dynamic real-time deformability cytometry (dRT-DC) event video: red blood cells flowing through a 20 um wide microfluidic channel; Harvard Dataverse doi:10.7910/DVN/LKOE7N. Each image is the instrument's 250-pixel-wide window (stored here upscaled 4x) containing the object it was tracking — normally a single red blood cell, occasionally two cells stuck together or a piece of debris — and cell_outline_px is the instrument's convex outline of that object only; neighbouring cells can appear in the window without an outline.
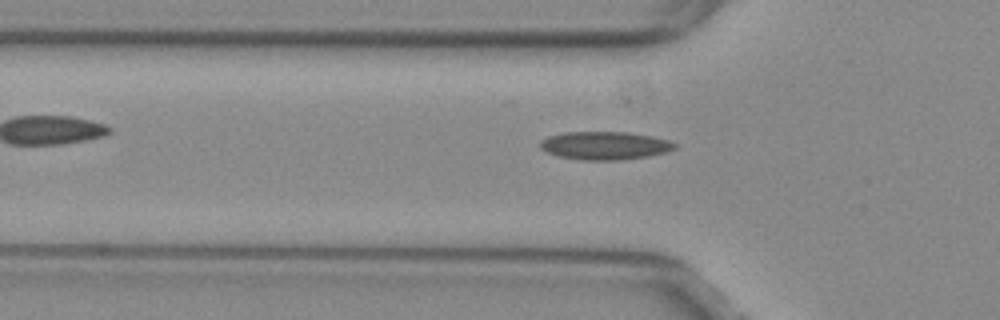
{"species": "common noctule bat (a hibernating species)", "species_latin": "Nyctalus noctula", "temperature_condition": "warm", "stored_images_in_passage": 46, "camera_frame_rate_fps": 3000, "um_per_image_px": 0.085, "animal": {"sex": "female", "body_mass_g": 29.2, "forearm_length_mm": 56.3}, "frame": {"image": 1, "passage_image": 16, "time_ms": 5.0, "image_size_px": [1000, 320], "cell_outline_px": [[676, 148], [664, 152], [648, 156], [620, 160], [580, 160], [560, 156], [548, 152], [540, 148], [540, 140], [548, 136], [564, 132], [628, 132], [652, 136], [668, 140], [676, 144]], "centroid_in_image_um": [51.39, 12.37], "position_along_channel_um": 74.4, "area_um2": 21.96}}
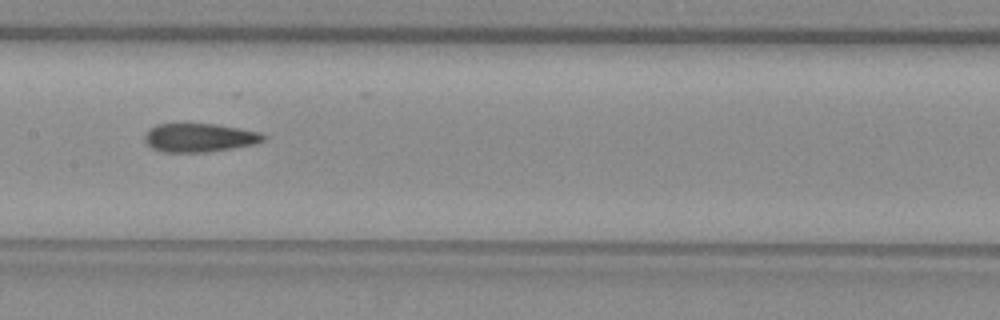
{"frame": {"image": 2, "passage_image": 25, "time_ms": 8.0, "image_size_px": [1000, 320], "cell_outline_px": [[268, 136], [264, 140], [256, 144], [208, 152], [164, 152], [152, 148], [144, 140], [144, 136], [156, 124], [216, 124], [260, 132]], "centroid_in_image_um": [16.99, 11.71], "position_along_channel_um": 190.4, "area_um2": 19.71}}
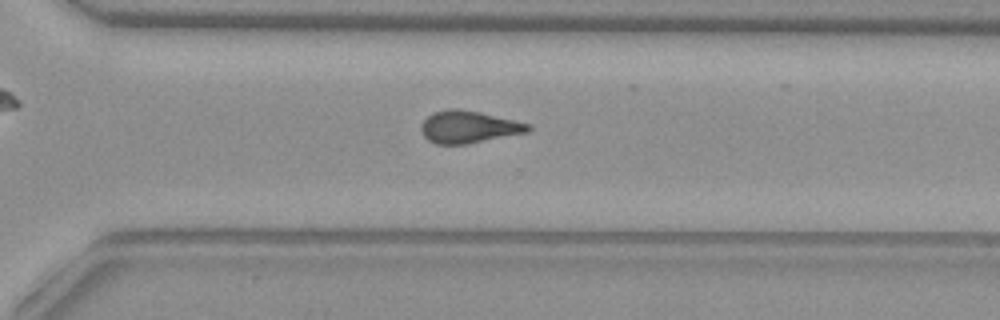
{"frame": {"image": 3, "passage_image": 36, "time_ms": 11.667, "image_size_px": [1000, 320], "cell_outline_px": [[532, 128], [528, 132], [468, 144], [436, 144], [428, 140], [424, 136], [420, 128], [420, 124], [432, 112], [448, 108], [456, 108], [480, 112], [532, 124]], "centroid_in_image_um": [39.83, 10.78], "position_along_channel_um": 330.8, "area_um2": 20.29}}